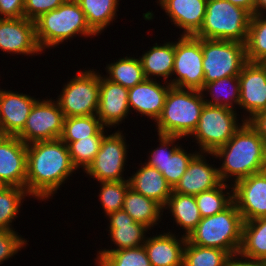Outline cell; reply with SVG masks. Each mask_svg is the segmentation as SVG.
Segmentation results:
<instances>
[{"mask_svg":"<svg viewBox=\"0 0 266 266\" xmlns=\"http://www.w3.org/2000/svg\"><path fill=\"white\" fill-rule=\"evenodd\" d=\"M76 170L60 138L27 144L26 190L35 199H51Z\"/></svg>","mask_w":266,"mask_h":266,"instance_id":"obj_1","label":"cell"},{"mask_svg":"<svg viewBox=\"0 0 266 266\" xmlns=\"http://www.w3.org/2000/svg\"><path fill=\"white\" fill-rule=\"evenodd\" d=\"M207 155L221 159L218 173L223 183L230 179L235 183L266 168V144L248 121L226 144Z\"/></svg>","mask_w":266,"mask_h":266,"instance_id":"obj_2","label":"cell"},{"mask_svg":"<svg viewBox=\"0 0 266 266\" xmlns=\"http://www.w3.org/2000/svg\"><path fill=\"white\" fill-rule=\"evenodd\" d=\"M35 31L37 44L42 52L76 35L97 36L89 27L85 14L76 0H66L57 9L42 14L35 20Z\"/></svg>","mask_w":266,"mask_h":266,"instance_id":"obj_3","label":"cell"},{"mask_svg":"<svg viewBox=\"0 0 266 266\" xmlns=\"http://www.w3.org/2000/svg\"><path fill=\"white\" fill-rule=\"evenodd\" d=\"M204 105L201 91L171 87L156 121L158 134L189 138L197 127Z\"/></svg>","mask_w":266,"mask_h":266,"instance_id":"obj_4","label":"cell"},{"mask_svg":"<svg viewBox=\"0 0 266 266\" xmlns=\"http://www.w3.org/2000/svg\"><path fill=\"white\" fill-rule=\"evenodd\" d=\"M243 222L238 208L232 202L223 211L203 217L187 240L194 245L222 249L233 255L240 250Z\"/></svg>","mask_w":266,"mask_h":266,"instance_id":"obj_5","label":"cell"},{"mask_svg":"<svg viewBox=\"0 0 266 266\" xmlns=\"http://www.w3.org/2000/svg\"><path fill=\"white\" fill-rule=\"evenodd\" d=\"M251 16L227 0H207L203 24L194 36L246 44Z\"/></svg>","mask_w":266,"mask_h":266,"instance_id":"obj_6","label":"cell"},{"mask_svg":"<svg viewBox=\"0 0 266 266\" xmlns=\"http://www.w3.org/2000/svg\"><path fill=\"white\" fill-rule=\"evenodd\" d=\"M233 109L205 104L196 129L190 135L199 146L200 153H214L226 144L245 122L239 123Z\"/></svg>","mask_w":266,"mask_h":266,"instance_id":"obj_7","label":"cell"},{"mask_svg":"<svg viewBox=\"0 0 266 266\" xmlns=\"http://www.w3.org/2000/svg\"><path fill=\"white\" fill-rule=\"evenodd\" d=\"M204 86L224 77L238 76L247 63L246 46L236 41L202 39Z\"/></svg>","mask_w":266,"mask_h":266,"instance_id":"obj_8","label":"cell"},{"mask_svg":"<svg viewBox=\"0 0 266 266\" xmlns=\"http://www.w3.org/2000/svg\"><path fill=\"white\" fill-rule=\"evenodd\" d=\"M78 71L56 98L64 117L97 115L99 106V71Z\"/></svg>","mask_w":266,"mask_h":266,"instance_id":"obj_9","label":"cell"},{"mask_svg":"<svg viewBox=\"0 0 266 266\" xmlns=\"http://www.w3.org/2000/svg\"><path fill=\"white\" fill-rule=\"evenodd\" d=\"M174 68L170 85L201 91L204 87L202 38L181 35L175 41Z\"/></svg>","mask_w":266,"mask_h":266,"instance_id":"obj_10","label":"cell"},{"mask_svg":"<svg viewBox=\"0 0 266 266\" xmlns=\"http://www.w3.org/2000/svg\"><path fill=\"white\" fill-rule=\"evenodd\" d=\"M64 119V114L55 99L38 98L17 137L25 144L58 139L62 134Z\"/></svg>","mask_w":266,"mask_h":266,"instance_id":"obj_11","label":"cell"},{"mask_svg":"<svg viewBox=\"0 0 266 266\" xmlns=\"http://www.w3.org/2000/svg\"><path fill=\"white\" fill-rule=\"evenodd\" d=\"M123 131L104 135L101 147L94 161L85 173L97 182L124 181V166L127 161V145Z\"/></svg>","mask_w":266,"mask_h":266,"instance_id":"obj_12","label":"cell"},{"mask_svg":"<svg viewBox=\"0 0 266 266\" xmlns=\"http://www.w3.org/2000/svg\"><path fill=\"white\" fill-rule=\"evenodd\" d=\"M159 136L160 147L150 152L147 165L158 169L166 179L167 183L172 187L180 181L182 175L191 160L199 153H187L182 145L175 144L177 140H181L180 136L161 135ZM179 145V146H178Z\"/></svg>","mask_w":266,"mask_h":266,"instance_id":"obj_13","label":"cell"},{"mask_svg":"<svg viewBox=\"0 0 266 266\" xmlns=\"http://www.w3.org/2000/svg\"><path fill=\"white\" fill-rule=\"evenodd\" d=\"M240 101L238 107L249 113L243 114L248 121L256 113L266 110V63L247 62L238 75Z\"/></svg>","mask_w":266,"mask_h":266,"instance_id":"obj_14","label":"cell"},{"mask_svg":"<svg viewBox=\"0 0 266 266\" xmlns=\"http://www.w3.org/2000/svg\"><path fill=\"white\" fill-rule=\"evenodd\" d=\"M233 202L243 221L266 217V172L252 174L234 184Z\"/></svg>","mask_w":266,"mask_h":266,"instance_id":"obj_15","label":"cell"},{"mask_svg":"<svg viewBox=\"0 0 266 266\" xmlns=\"http://www.w3.org/2000/svg\"><path fill=\"white\" fill-rule=\"evenodd\" d=\"M0 49L7 54H42L36 40L35 21L25 17L0 18Z\"/></svg>","mask_w":266,"mask_h":266,"instance_id":"obj_16","label":"cell"},{"mask_svg":"<svg viewBox=\"0 0 266 266\" xmlns=\"http://www.w3.org/2000/svg\"><path fill=\"white\" fill-rule=\"evenodd\" d=\"M27 144L17 136L0 137V181L26 189Z\"/></svg>","mask_w":266,"mask_h":266,"instance_id":"obj_17","label":"cell"},{"mask_svg":"<svg viewBox=\"0 0 266 266\" xmlns=\"http://www.w3.org/2000/svg\"><path fill=\"white\" fill-rule=\"evenodd\" d=\"M109 236L116 248L102 249L97 251L95 264H97L110 251H119L122 249L135 248L142 246L146 241V232L150 230L145 225L135 222L133 218L123 209L110 213Z\"/></svg>","mask_w":266,"mask_h":266,"instance_id":"obj_18","label":"cell"},{"mask_svg":"<svg viewBox=\"0 0 266 266\" xmlns=\"http://www.w3.org/2000/svg\"><path fill=\"white\" fill-rule=\"evenodd\" d=\"M128 88L113 83L99 73L97 117L104 127L118 126L129 116Z\"/></svg>","mask_w":266,"mask_h":266,"instance_id":"obj_19","label":"cell"},{"mask_svg":"<svg viewBox=\"0 0 266 266\" xmlns=\"http://www.w3.org/2000/svg\"><path fill=\"white\" fill-rule=\"evenodd\" d=\"M166 85V86H164ZM172 86L166 82L160 84L157 79H145L128 89V104L137 113L149 117L155 122L160 117L165 104L166 96Z\"/></svg>","mask_w":266,"mask_h":266,"instance_id":"obj_20","label":"cell"},{"mask_svg":"<svg viewBox=\"0 0 266 266\" xmlns=\"http://www.w3.org/2000/svg\"><path fill=\"white\" fill-rule=\"evenodd\" d=\"M38 99L28 94L0 88V131L17 136L24 128L32 107Z\"/></svg>","mask_w":266,"mask_h":266,"instance_id":"obj_21","label":"cell"},{"mask_svg":"<svg viewBox=\"0 0 266 266\" xmlns=\"http://www.w3.org/2000/svg\"><path fill=\"white\" fill-rule=\"evenodd\" d=\"M205 153H198L189 163L186 172L175 185L173 191L183 195H197L218 187L222 181L218 168L208 164Z\"/></svg>","mask_w":266,"mask_h":266,"instance_id":"obj_22","label":"cell"},{"mask_svg":"<svg viewBox=\"0 0 266 266\" xmlns=\"http://www.w3.org/2000/svg\"><path fill=\"white\" fill-rule=\"evenodd\" d=\"M170 21L181 30L180 35L194 36L201 28L207 0H157Z\"/></svg>","mask_w":266,"mask_h":266,"instance_id":"obj_23","label":"cell"},{"mask_svg":"<svg viewBox=\"0 0 266 266\" xmlns=\"http://www.w3.org/2000/svg\"><path fill=\"white\" fill-rule=\"evenodd\" d=\"M172 232L146 238L143 246L151 266H183V250L187 238Z\"/></svg>","mask_w":266,"mask_h":266,"instance_id":"obj_24","label":"cell"},{"mask_svg":"<svg viewBox=\"0 0 266 266\" xmlns=\"http://www.w3.org/2000/svg\"><path fill=\"white\" fill-rule=\"evenodd\" d=\"M135 173V174H134ZM128 178L130 188L164 207L171 196L172 187L156 168L142 163L141 167Z\"/></svg>","mask_w":266,"mask_h":266,"instance_id":"obj_25","label":"cell"},{"mask_svg":"<svg viewBox=\"0 0 266 266\" xmlns=\"http://www.w3.org/2000/svg\"><path fill=\"white\" fill-rule=\"evenodd\" d=\"M175 57V42H166L158 45L155 43L150 50L140 56V61L146 79H154L153 77H162L166 83L170 84ZM153 76V77H152Z\"/></svg>","mask_w":266,"mask_h":266,"instance_id":"obj_26","label":"cell"},{"mask_svg":"<svg viewBox=\"0 0 266 266\" xmlns=\"http://www.w3.org/2000/svg\"><path fill=\"white\" fill-rule=\"evenodd\" d=\"M122 209L127 212L135 222H139L151 230L160 223L163 215V207L155 200L145 197L128 188L123 202ZM162 212V213H161Z\"/></svg>","mask_w":266,"mask_h":266,"instance_id":"obj_27","label":"cell"},{"mask_svg":"<svg viewBox=\"0 0 266 266\" xmlns=\"http://www.w3.org/2000/svg\"><path fill=\"white\" fill-rule=\"evenodd\" d=\"M163 209L172 213L171 215L177 226L185 231L183 236L186 238L202 219L193 195H183L172 190L171 196Z\"/></svg>","mask_w":266,"mask_h":266,"instance_id":"obj_28","label":"cell"},{"mask_svg":"<svg viewBox=\"0 0 266 266\" xmlns=\"http://www.w3.org/2000/svg\"><path fill=\"white\" fill-rule=\"evenodd\" d=\"M239 253L251 259H266V217L243 222Z\"/></svg>","mask_w":266,"mask_h":266,"instance_id":"obj_29","label":"cell"},{"mask_svg":"<svg viewBox=\"0 0 266 266\" xmlns=\"http://www.w3.org/2000/svg\"><path fill=\"white\" fill-rule=\"evenodd\" d=\"M85 14L89 27L97 34L113 23L119 0H76Z\"/></svg>","mask_w":266,"mask_h":266,"instance_id":"obj_30","label":"cell"},{"mask_svg":"<svg viewBox=\"0 0 266 266\" xmlns=\"http://www.w3.org/2000/svg\"><path fill=\"white\" fill-rule=\"evenodd\" d=\"M211 96L206 99L205 92ZM240 88L238 76L224 77L207 83L201 92L204 95L205 104L227 107L236 111V105L240 101Z\"/></svg>","mask_w":266,"mask_h":266,"instance_id":"obj_31","label":"cell"},{"mask_svg":"<svg viewBox=\"0 0 266 266\" xmlns=\"http://www.w3.org/2000/svg\"><path fill=\"white\" fill-rule=\"evenodd\" d=\"M105 69L108 73L104 76L106 79L128 89L146 79L140 58H119L116 62L107 64Z\"/></svg>","mask_w":266,"mask_h":266,"instance_id":"obj_32","label":"cell"},{"mask_svg":"<svg viewBox=\"0 0 266 266\" xmlns=\"http://www.w3.org/2000/svg\"><path fill=\"white\" fill-rule=\"evenodd\" d=\"M245 46L247 62L266 63V16H251Z\"/></svg>","mask_w":266,"mask_h":266,"instance_id":"obj_33","label":"cell"},{"mask_svg":"<svg viewBox=\"0 0 266 266\" xmlns=\"http://www.w3.org/2000/svg\"><path fill=\"white\" fill-rule=\"evenodd\" d=\"M228 184L222 182L216 188L195 195L196 204L202 218L223 211L233 202L232 182ZM227 188L231 189V191H228Z\"/></svg>","mask_w":266,"mask_h":266,"instance_id":"obj_34","label":"cell"},{"mask_svg":"<svg viewBox=\"0 0 266 266\" xmlns=\"http://www.w3.org/2000/svg\"><path fill=\"white\" fill-rule=\"evenodd\" d=\"M230 257L222 249L194 245L187 240L183 250V266H227Z\"/></svg>","mask_w":266,"mask_h":266,"instance_id":"obj_35","label":"cell"},{"mask_svg":"<svg viewBox=\"0 0 266 266\" xmlns=\"http://www.w3.org/2000/svg\"><path fill=\"white\" fill-rule=\"evenodd\" d=\"M103 127L97 115L68 117L64 119L60 139L68 145L70 142L95 136Z\"/></svg>","mask_w":266,"mask_h":266,"instance_id":"obj_36","label":"cell"},{"mask_svg":"<svg viewBox=\"0 0 266 266\" xmlns=\"http://www.w3.org/2000/svg\"><path fill=\"white\" fill-rule=\"evenodd\" d=\"M105 128L103 127L95 136L70 142L67 145L70 158L77 170L82 168L85 172L94 161L95 156L100 150L104 135H108V133H105L107 132Z\"/></svg>","mask_w":266,"mask_h":266,"instance_id":"obj_37","label":"cell"},{"mask_svg":"<svg viewBox=\"0 0 266 266\" xmlns=\"http://www.w3.org/2000/svg\"><path fill=\"white\" fill-rule=\"evenodd\" d=\"M27 196L31 195L22 187L6 186L0 191V230L15 231L11 223Z\"/></svg>","mask_w":266,"mask_h":266,"instance_id":"obj_38","label":"cell"},{"mask_svg":"<svg viewBox=\"0 0 266 266\" xmlns=\"http://www.w3.org/2000/svg\"><path fill=\"white\" fill-rule=\"evenodd\" d=\"M99 201L105 215L122 210L129 180L100 182Z\"/></svg>","mask_w":266,"mask_h":266,"instance_id":"obj_39","label":"cell"},{"mask_svg":"<svg viewBox=\"0 0 266 266\" xmlns=\"http://www.w3.org/2000/svg\"><path fill=\"white\" fill-rule=\"evenodd\" d=\"M97 266H151L145 247L110 251L97 264Z\"/></svg>","mask_w":266,"mask_h":266,"instance_id":"obj_40","label":"cell"},{"mask_svg":"<svg viewBox=\"0 0 266 266\" xmlns=\"http://www.w3.org/2000/svg\"><path fill=\"white\" fill-rule=\"evenodd\" d=\"M27 244V240L18 235V232L0 230V264L12 258Z\"/></svg>","mask_w":266,"mask_h":266,"instance_id":"obj_41","label":"cell"},{"mask_svg":"<svg viewBox=\"0 0 266 266\" xmlns=\"http://www.w3.org/2000/svg\"><path fill=\"white\" fill-rule=\"evenodd\" d=\"M66 0H24V17L35 21L42 14L57 9Z\"/></svg>","mask_w":266,"mask_h":266,"instance_id":"obj_42","label":"cell"},{"mask_svg":"<svg viewBox=\"0 0 266 266\" xmlns=\"http://www.w3.org/2000/svg\"><path fill=\"white\" fill-rule=\"evenodd\" d=\"M24 0H0V18H23Z\"/></svg>","mask_w":266,"mask_h":266,"instance_id":"obj_43","label":"cell"},{"mask_svg":"<svg viewBox=\"0 0 266 266\" xmlns=\"http://www.w3.org/2000/svg\"><path fill=\"white\" fill-rule=\"evenodd\" d=\"M248 123L257 131L266 144V110L256 113Z\"/></svg>","mask_w":266,"mask_h":266,"instance_id":"obj_44","label":"cell"},{"mask_svg":"<svg viewBox=\"0 0 266 266\" xmlns=\"http://www.w3.org/2000/svg\"><path fill=\"white\" fill-rule=\"evenodd\" d=\"M227 266H266L264 261L242 256L240 253L231 255Z\"/></svg>","mask_w":266,"mask_h":266,"instance_id":"obj_45","label":"cell"},{"mask_svg":"<svg viewBox=\"0 0 266 266\" xmlns=\"http://www.w3.org/2000/svg\"><path fill=\"white\" fill-rule=\"evenodd\" d=\"M231 4L247 10L251 15L255 14V0H227Z\"/></svg>","mask_w":266,"mask_h":266,"instance_id":"obj_46","label":"cell"},{"mask_svg":"<svg viewBox=\"0 0 266 266\" xmlns=\"http://www.w3.org/2000/svg\"><path fill=\"white\" fill-rule=\"evenodd\" d=\"M266 11V0H255V14H264Z\"/></svg>","mask_w":266,"mask_h":266,"instance_id":"obj_47","label":"cell"},{"mask_svg":"<svg viewBox=\"0 0 266 266\" xmlns=\"http://www.w3.org/2000/svg\"><path fill=\"white\" fill-rule=\"evenodd\" d=\"M6 186L0 181V191L5 188Z\"/></svg>","mask_w":266,"mask_h":266,"instance_id":"obj_48","label":"cell"}]
</instances>
